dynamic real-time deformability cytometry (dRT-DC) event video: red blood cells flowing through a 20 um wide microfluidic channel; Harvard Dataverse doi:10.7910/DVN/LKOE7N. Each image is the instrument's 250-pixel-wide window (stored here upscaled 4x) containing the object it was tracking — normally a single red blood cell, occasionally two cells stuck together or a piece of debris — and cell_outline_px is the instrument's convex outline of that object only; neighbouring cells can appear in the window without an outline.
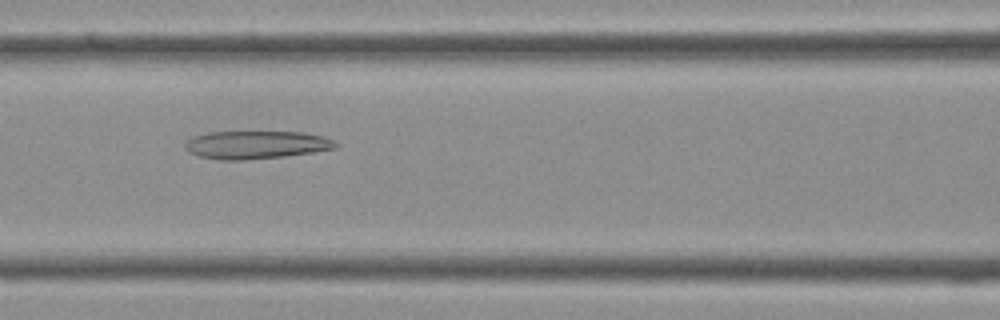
{"species": "Egyptian fruit bat (a non-hibernating species)", "species_latin": "Rousettus aegyptiacus", "temperature_condition": "cold", "stored_images_in_passage": 40, "camera_frame_rate_fps": 3000, "um_per_image_px": 0.085, "frame": {"image": 1, "passage_image": 17, "time_ms": 5.333, "image_size_px": [1000, 320], "cell_outline_px": [[340, 144], [336, 148], [312, 152], [284, 156], [240, 160], [220, 160], [200, 156], [188, 152], [184, 148], [184, 144], [188, 140], [196, 136], [208, 132], [304, 132], [324, 136]], "centroid_in_image_um": [21.78, 12.3], "position_along_channel_um": 144.8, "area_um2": 24.45}}
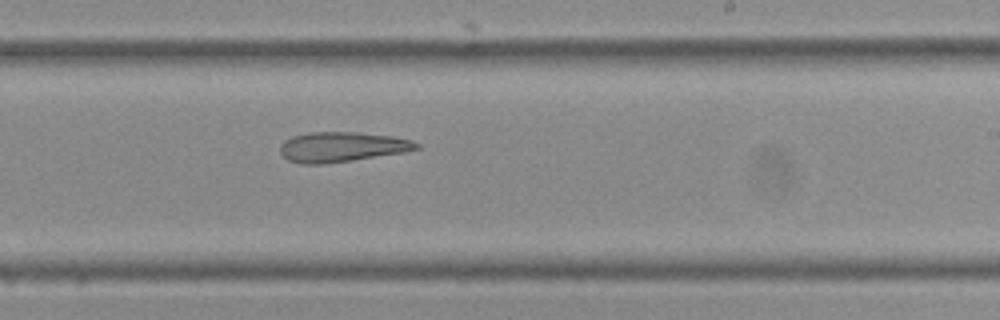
{"frame": {"image": 2, "passage_image": 24, "time_ms": 7.667, "image_size_px": [1000, 320], "cell_outline_px": [[420, 148], [404, 152], [352, 160], [324, 164], [300, 164], [288, 160], [280, 152], [280, 144], [284, 140], [292, 136], [308, 132], [356, 132], [392, 136], [412, 140], [420, 144]], "centroid_in_image_um": [29.04, 12.48], "position_along_channel_um": 260.0, "area_um2": 23.87}}
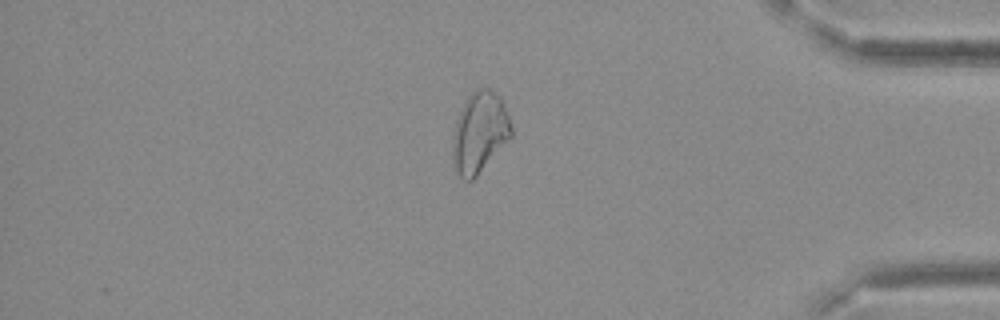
{"frame": {"image": 3, "passage_image": 34, "time_ms": 11.0, "image_size_px": [1000, 320], "cell_outline_px": [[512, 136], [476, 176], [472, 180], [464, 180], [456, 172], [452, 160], [452, 132], [460, 108], [464, 100], [472, 92], [480, 88], [488, 88], [500, 96], [508, 116], [512, 128]], "centroid_in_image_um": [40.73, 11.25], "position_along_channel_um": 394.5, "area_um2": 27.69}}